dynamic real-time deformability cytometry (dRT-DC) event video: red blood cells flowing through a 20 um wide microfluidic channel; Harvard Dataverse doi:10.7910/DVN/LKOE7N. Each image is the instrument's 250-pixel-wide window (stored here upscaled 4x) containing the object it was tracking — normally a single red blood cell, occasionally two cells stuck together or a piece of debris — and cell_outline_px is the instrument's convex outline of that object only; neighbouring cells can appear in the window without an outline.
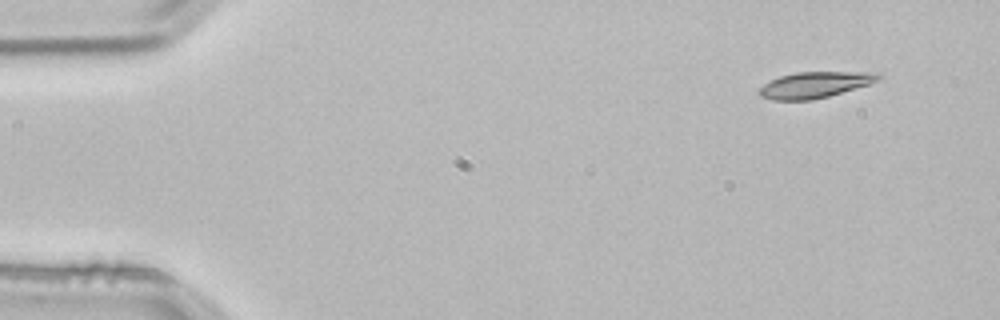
{"species": "common noctule bat (a hibernating species)", "species_latin": "Nyctalus noctula", "temperature_condition": "room temperature", "stored_images_in_passage": 3, "camera_frame_rate_fps": 3000, "um_per_image_px": 0.085, "animal": {"sex": "male", "body_mass_g": 21.5, "forearm_length_mm": 52.0}, "frame": {"image": 1, "passage_image": 1, "time_ms": 0.0, "image_size_px": [1000, 320], "cell_outline_px": [[884, 76], [868, 84], [828, 96], [812, 100], [772, 100], [760, 96], [756, 92], [764, 84], [780, 76], [796, 72], [880, 72]], "centroid_in_image_um": [69.24, 7.2], "position_along_channel_um": 15.8, "area_um2": 17.98}}
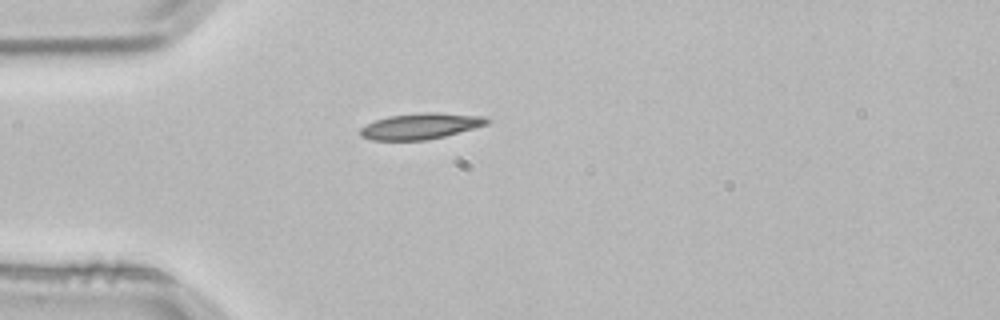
{"frame": {"image": 2, "passage_image": 3, "time_ms": 0.667, "image_size_px": [1000, 320], "cell_outline_px": [[492, 120], [488, 124], [444, 136], [424, 140], [372, 140], [360, 136], [360, 128], [376, 120], [388, 116], [420, 112], [436, 112], [484, 116]], "centroid_in_image_um": [35.76, 10.71], "position_along_channel_um": 49.2, "area_um2": 19.13}}